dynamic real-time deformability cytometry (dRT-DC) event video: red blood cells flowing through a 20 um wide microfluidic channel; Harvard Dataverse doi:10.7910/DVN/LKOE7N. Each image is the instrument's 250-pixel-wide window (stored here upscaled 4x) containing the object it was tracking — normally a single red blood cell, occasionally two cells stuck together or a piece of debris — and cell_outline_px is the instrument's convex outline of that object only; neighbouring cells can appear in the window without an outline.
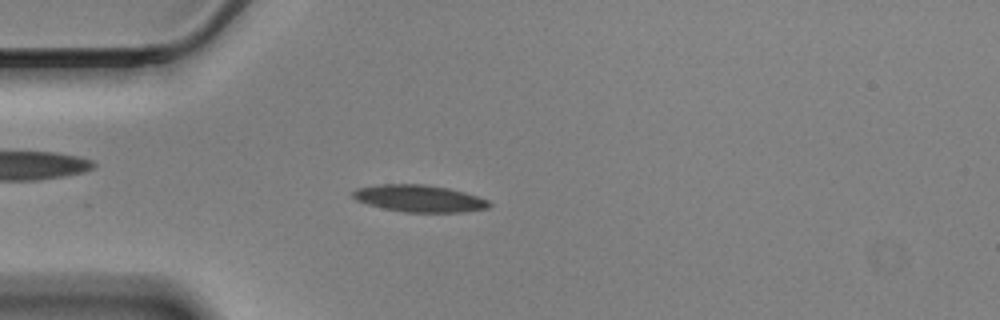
{"species": "Egyptian fruit bat (a non-hibernating species)", "species_latin": "Rousettus aegyptiacus", "temperature_condition": "cold", "stored_images_in_passage": 54, "camera_frame_rate_fps": 3000, "um_per_image_px": 0.085, "animal": {"sex": "male"}, "frame": {"image": 1, "passage_image": 12, "time_ms": 3.667, "image_size_px": [1000, 320], "cell_outline_px": [[492, 204], [488, 208], [460, 212], [404, 212], [384, 208], [368, 204], [356, 200], [352, 196], [352, 192], [356, 188], [380, 184], [424, 184], [448, 188], [464, 192], [488, 200]], "centroid_in_image_um": [35.62, 16.86], "position_along_channel_um": 49.4, "area_um2": 21.33}}
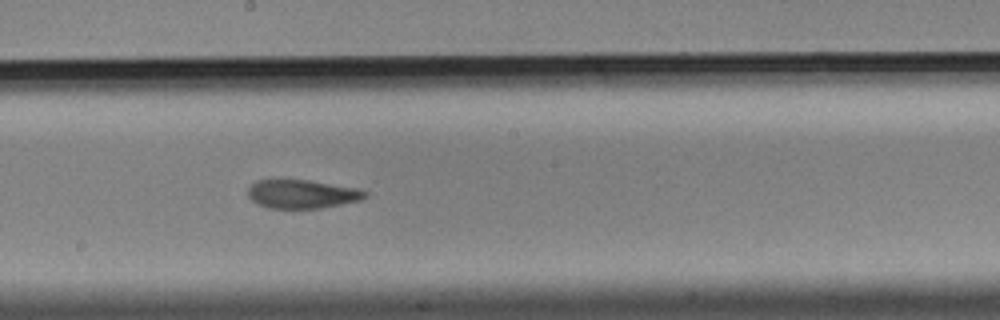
{"frame": {"image": 2, "passage_image": 28, "time_ms": 9.0, "image_size_px": [1000, 320], "cell_outline_px": [[368, 196], [360, 200], [320, 208], [268, 208], [256, 204], [248, 196], [248, 188], [256, 180], [272, 176], [308, 180], [356, 188], [368, 192]], "centroid_in_image_um": [25.58, 16.45], "position_along_channel_um": 222.6, "area_um2": 20.17}}
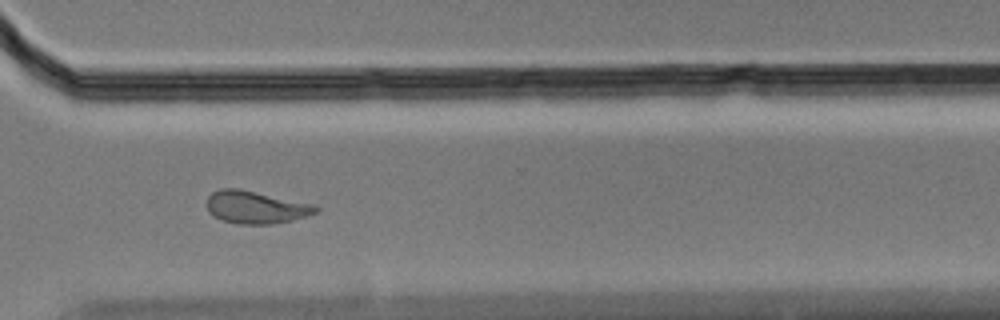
{"frame": {"image": 3, "passage_image": 39, "time_ms": 12.667, "image_size_px": [1000, 320], "cell_outline_px": [[320, 212], [308, 216], [292, 220], [272, 224], [236, 224], [220, 220], [208, 212], [208, 196], [212, 192], [220, 188], [240, 188], [316, 204], [320, 208]], "centroid_in_image_um": [21.79, 17.61], "position_along_channel_um": 348.8, "area_um2": 21.15}, "authors_computed_cell_mechanics": {"area_um2": 20.5479, "velocity_mm_per_s": 3.4488, "shape_relaxation_time_tau1_ms": 5.3078, "shape_relaxation_time_tau2_ms": 2.2052, "deformation_change_tau1": 0.1725, "deformation_change_tau2": 0.0896}}